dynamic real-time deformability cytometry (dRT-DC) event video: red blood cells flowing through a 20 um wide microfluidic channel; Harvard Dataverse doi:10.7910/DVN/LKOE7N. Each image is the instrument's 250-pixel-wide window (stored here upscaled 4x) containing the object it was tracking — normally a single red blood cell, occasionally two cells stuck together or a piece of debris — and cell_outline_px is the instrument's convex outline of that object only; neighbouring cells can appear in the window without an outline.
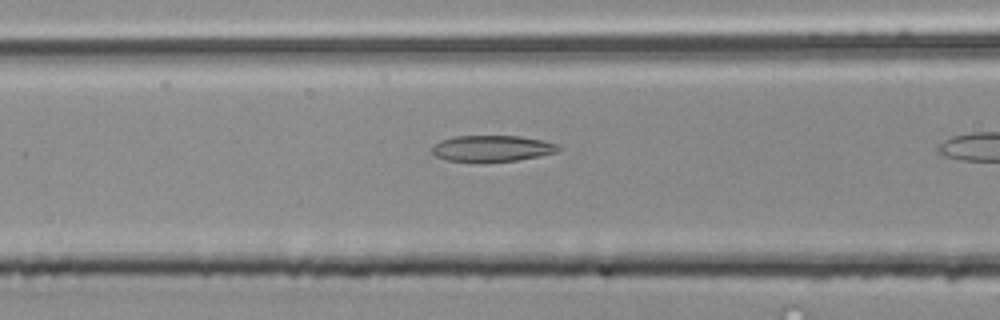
{"species": "common noctule bat (a hibernating species)", "species_latin": "Nyctalus noctula", "temperature_condition": "room temperature", "stored_images_in_passage": 16, "camera_frame_rate_fps": 3000, "um_per_image_px": 0.085, "animal": {"sex": "male", "body_mass_g": 20.4}, "frame": {"image": 1, "passage_image": 12, "time_ms": 3.667, "image_size_px": [1000, 320], "cell_outline_px": [[560, 148], [556, 152], [540, 156], [516, 160], [448, 160], [436, 156], [432, 152], [432, 148], [440, 140], [452, 136], [520, 136], [540, 140], [556, 144]], "centroid_in_image_um": [41.82, 12.59], "position_along_channel_um": 124.8, "area_um2": 18.61}}